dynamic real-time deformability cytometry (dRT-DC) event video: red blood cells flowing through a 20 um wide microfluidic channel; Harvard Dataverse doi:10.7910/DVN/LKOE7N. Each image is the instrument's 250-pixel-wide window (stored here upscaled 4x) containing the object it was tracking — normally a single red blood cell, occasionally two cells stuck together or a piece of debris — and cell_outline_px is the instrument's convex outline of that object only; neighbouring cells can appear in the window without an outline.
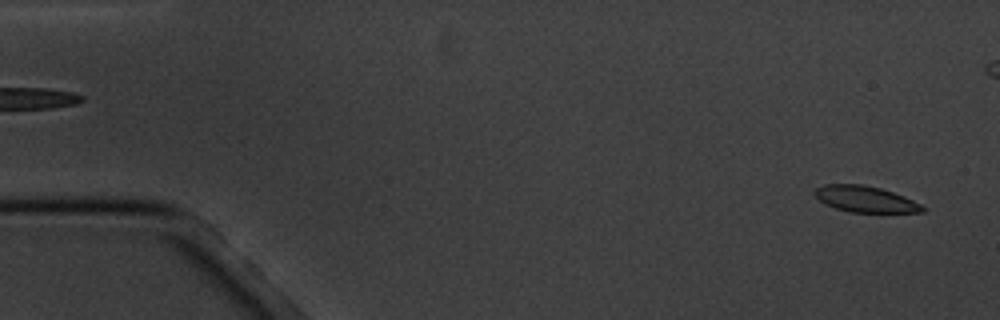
{"species": "common noctule bat (a hibernating species)", "species_latin": "Nyctalus noctula", "temperature_condition": "cold", "stored_images_in_passage": 6, "segment_of_instrument_passage": [2, 2], "camera_frame_rate_fps": 3000, "um_per_image_px": 0.085, "animal": {"sex": "male", "body_mass_g": 20.1, "forearm_length_mm": 53.5}, "frame": {"image": 1, "passage_image": 6, "time_ms": 6.0, "image_size_px": [1000, 320], "cell_outline_px": [[924, 212], [848, 212], [824, 204], [812, 192], [816, 188], [824, 184], [860, 184], [880, 188], [904, 196], [920, 204], [924, 208]], "centroid_in_image_um": [73.5, 16.92], "position_along_channel_um": 11.5, "area_um2": 16.3}}